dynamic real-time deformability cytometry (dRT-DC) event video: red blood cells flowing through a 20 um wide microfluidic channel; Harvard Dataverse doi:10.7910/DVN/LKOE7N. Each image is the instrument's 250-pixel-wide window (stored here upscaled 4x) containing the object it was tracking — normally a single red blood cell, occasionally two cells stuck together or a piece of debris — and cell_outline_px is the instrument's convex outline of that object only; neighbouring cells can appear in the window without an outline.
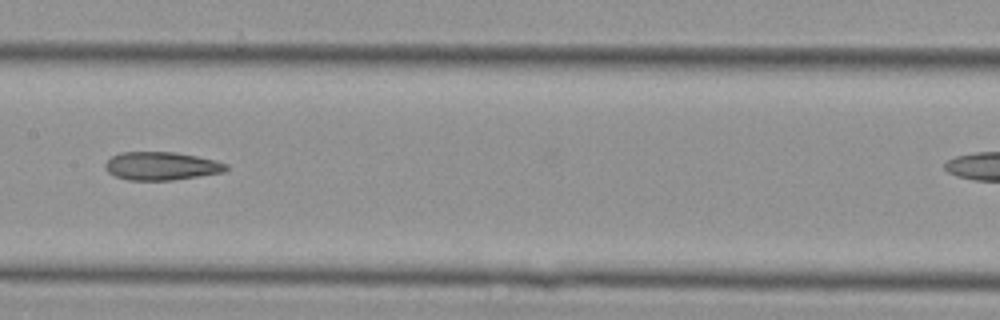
{"species": "Egyptian fruit bat (a non-hibernating species)", "species_latin": "Rousettus aegyptiacus", "temperature_condition": "cold", "stored_images_in_passage": 26, "camera_frame_rate_fps": 3000, "um_per_image_px": 0.085, "animal": {"sex": "female"}, "frame": {"image": 1, "passage_image": 12, "time_ms": 3.667, "image_size_px": [1000, 320], "cell_outline_px": [[228, 168], [224, 172], [172, 180], [128, 180], [116, 176], [108, 172], [104, 168], [104, 164], [112, 156], [120, 152], [176, 152], [216, 160], [228, 164]], "centroid_in_image_um": [13.71, 14.1], "position_along_channel_um": 193.7, "area_um2": 19.88}}
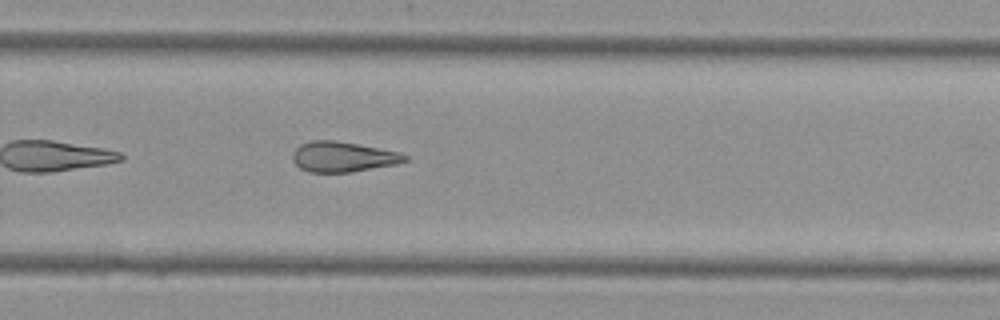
{"frame": {"image": 2, "passage_image": 19, "time_ms": 6.0, "image_size_px": [1000, 320], "cell_outline_px": [[408, 160], [396, 164], [352, 172], [308, 172], [300, 168], [292, 160], [292, 152], [300, 144], [312, 140], [336, 140], [396, 152], [408, 156]], "centroid_in_image_um": [29.09, 13.33], "position_along_channel_um": 300.7, "area_um2": 19.65}}